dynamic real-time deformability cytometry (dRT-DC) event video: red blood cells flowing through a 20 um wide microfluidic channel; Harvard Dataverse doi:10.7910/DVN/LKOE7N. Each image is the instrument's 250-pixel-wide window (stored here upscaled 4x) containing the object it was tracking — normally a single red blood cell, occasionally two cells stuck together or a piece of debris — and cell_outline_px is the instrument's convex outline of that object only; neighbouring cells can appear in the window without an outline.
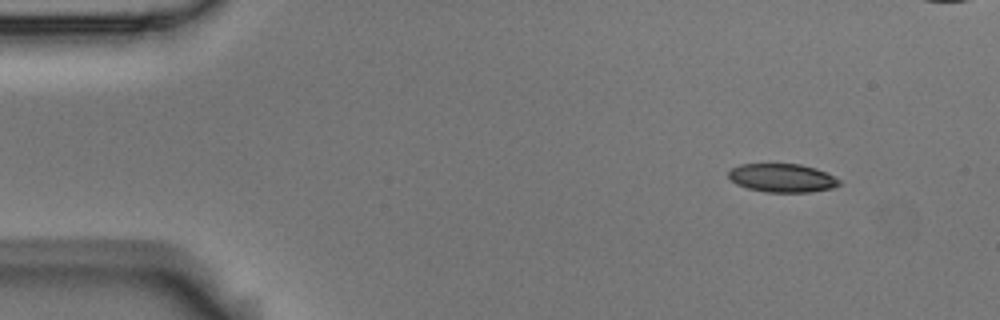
{"species": "Egyptian fruit bat (a non-hibernating species)", "species_latin": "Rousettus aegyptiacus", "temperature_condition": "room temperature", "stored_images_in_passage": 4, "camera_frame_rate_fps": 3000, "um_per_image_px": 0.085, "animal": {"sex": "male"}, "frame": {"image": 1, "passage_image": 1, "time_ms": 0.0, "image_size_px": [1000, 320], "cell_outline_px": [[844, 184], [832, 188], [808, 192], [764, 192], [748, 188], [736, 184], [728, 176], [728, 172], [732, 168], [740, 164], [800, 164], [816, 168], [836, 176]], "centroid_in_image_um": [66.53, 15.12], "position_along_channel_um": 18.5, "area_um2": 18.55}}